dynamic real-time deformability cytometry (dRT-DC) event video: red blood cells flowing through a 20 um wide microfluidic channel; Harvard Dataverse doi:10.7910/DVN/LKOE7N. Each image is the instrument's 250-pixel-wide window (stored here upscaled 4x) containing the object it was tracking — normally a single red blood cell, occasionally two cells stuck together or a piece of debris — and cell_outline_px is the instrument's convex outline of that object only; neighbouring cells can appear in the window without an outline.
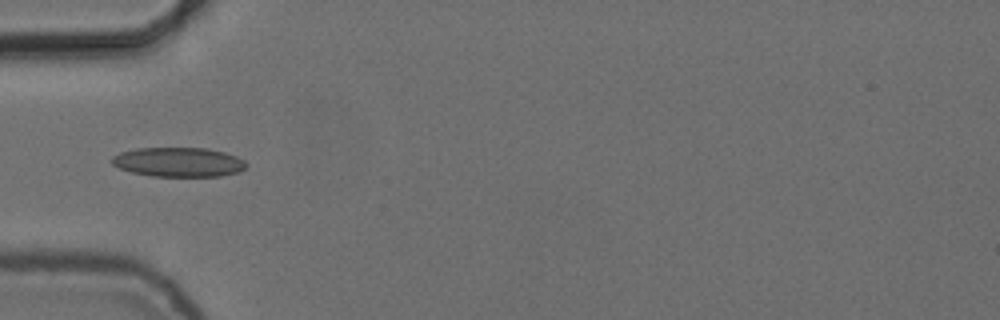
{"species": "common noctule bat (a hibernating species)", "species_latin": "Nyctalus noctula", "temperature_condition": "cold", "stored_images_in_passage": 4, "camera_frame_rate_fps": 3000, "um_per_image_px": 0.085, "animal": {"sex": "female", "body_mass_g": 24.6, "forearm_length_mm": 56.2}, "frame": {"image": 1, "passage_image": 1, "time_ms": 0.0, "image_size_px": [1000, 320], "cell_outline_px": [[248, 164], [240, 172], [220, 176], [152, 176], [132, 172], [120, 168], [112, 164], [112, 156], [120, 152], [136, 148], [208, 148], [224, 152], [236, 156], [244, 160]], "centroid_in_image_um": [15.19, 13.77], "position_along_channel_um": 69.8, "area_um2": 23.06}}
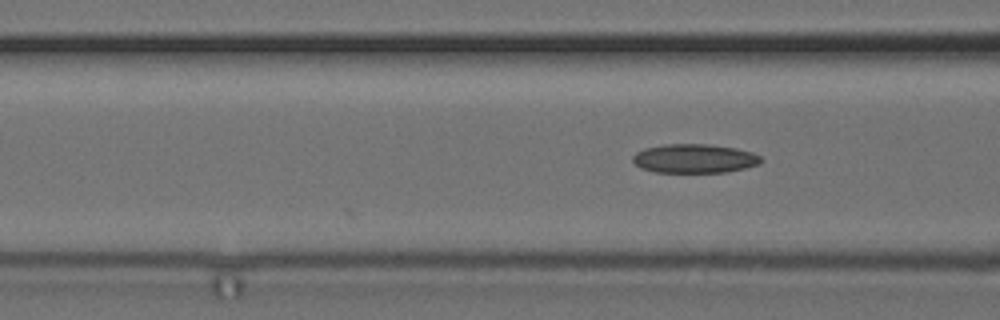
{"frame": {"image": 2, "passage_image": 4, "time_ms": 1.0, "image_size_px": [1000, 320], "cell_outline_px": [[764, 160], [760, 164], [744, 168], [724, 172], [656, 172], [640, 168], [632, 160], [632, 156], [636, 152], [644, 148], [664, 144], [708, 144], [736, 148], [752, 152], [760, 156]], "centroid_in_image_um": [59.02, 13.47], "position_along_channel_um": 107.6, "area_um2": 21.73}}